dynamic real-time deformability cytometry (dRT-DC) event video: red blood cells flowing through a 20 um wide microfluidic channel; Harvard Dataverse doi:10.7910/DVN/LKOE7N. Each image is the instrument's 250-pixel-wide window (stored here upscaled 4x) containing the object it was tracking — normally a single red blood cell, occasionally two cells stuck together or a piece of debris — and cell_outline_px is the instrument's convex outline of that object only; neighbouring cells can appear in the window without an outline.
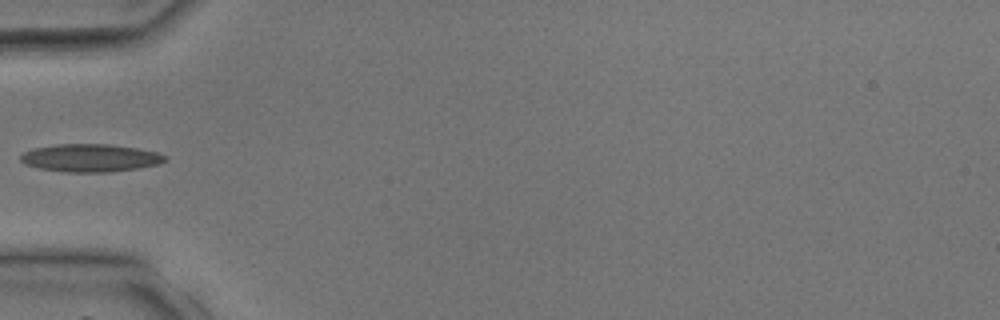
{"species": "common noctule bat (a hibernating species)", "species_latin": "Nyctalus noctula", "temperature_condition": "room temperature", "stored_images_in_passage": 26, "camera_frame_rate_fps": 3000, "um_per_image_px": 0.085, "animal": {"sex": "male", "body_mass_g": 17.9, "forearm_length_mm": 54.2}, "frame": {"image": 1, "passage_image": 1, "time_ms": 0.0, "image_size_px": [1000, 320], "cell_outline_px": [[168, 160], [160, 164], [140, 168], [108, 172], [64, 172], [40, 168], [24, 164], [20, 160], [20, 156], [24, 152], [32, 148], [56, 144], [108, 144], [136, 148], [156, 152], [168, 156]], "centroid_in_image_um": [7.69, 13.42], "position_along_channel_um": 77.3, "area_um2": 23.58}}
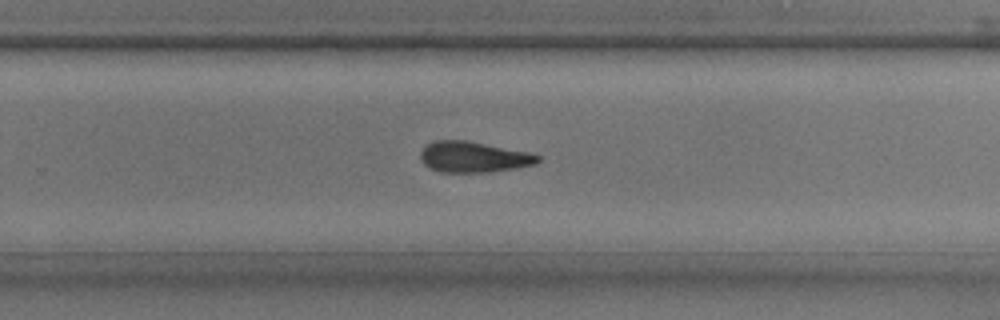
{"frame": {"image": 2, "passage_image": 13, "time_ms": 4.0, "image_size_px": [1000, 320], "cell_outline_px": [[540, 160], [536, 164], [516, 168], [488, 172], [440, 172], [428, 168], [420, 160], [420, 152], [432, 140], [464, 140], [528, 152], [540, 156]], "centroid_in_image_um": [40.22, 13.35], "position_along_channel_um": 289.6, "area_um2": 21.04}}
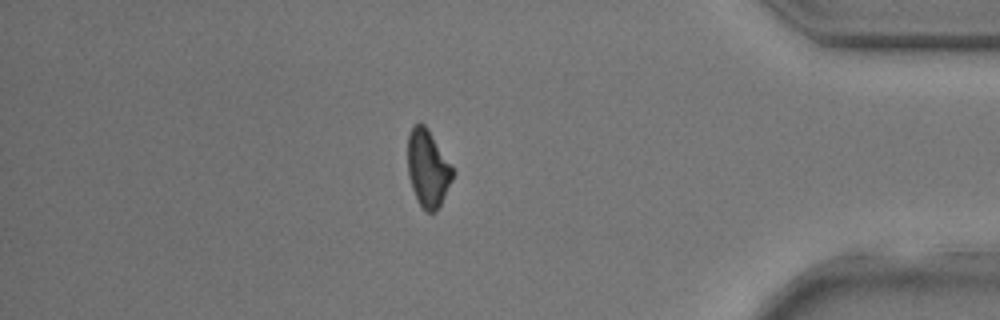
{"frame": {"image": 3, "passage_image": 21, "time_ms": 6.667, "image_size_px": [1000, 320], "cell_outline_px": [[452, 180], [436, 212], [424, 212], [412, 188], [408, 176], [408, 132], [412, 124], [424, 124], [428, 128], [452, 168]], "centroid_in_image_um": [36.33, 14.3], "position_along_channel_um": 398.9, "area_um2": 19.88}}